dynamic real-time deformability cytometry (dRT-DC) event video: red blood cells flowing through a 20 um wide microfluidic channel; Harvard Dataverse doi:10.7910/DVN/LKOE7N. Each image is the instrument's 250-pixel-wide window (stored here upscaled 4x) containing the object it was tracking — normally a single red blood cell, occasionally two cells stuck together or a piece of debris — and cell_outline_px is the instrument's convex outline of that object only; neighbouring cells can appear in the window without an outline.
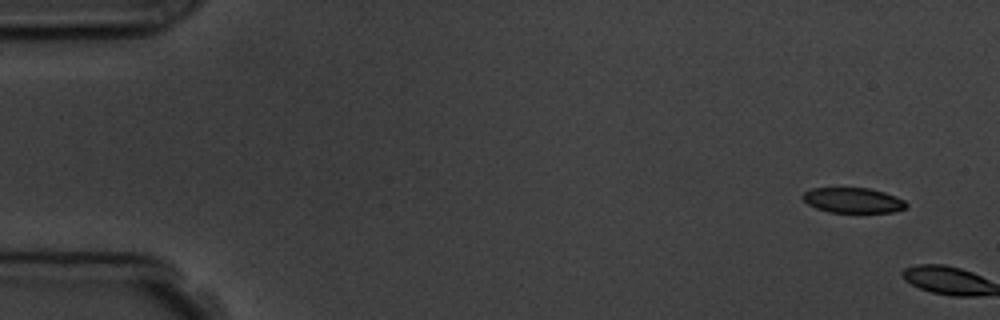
{"species": "common noctule bat (a hibernating species)", "species_latin": "Nyctalus noctula", "temperature_condition": "room temperature", "stored_images_in_passage": 2, "camera_frame_rate_fps": 3000, "um_per_image_px": 0.085, "animal": {"sex": "male", "body_mass_g": 19.5, "forearm_length_mm": 54.6}, "frame": {"image": 1, "passage_image": 1, "time_ms": 0.0, "image_size_px": [1000, 320], "cell_outline_px": [[908, 204], [904, 208], [892, 212], [828, 212], [816, 208], [808, 204], [800, 196], [804, 192], [812, 188], [868, 188], [884, 192], [896, 196], [904, 200]], "centroid_in_image_um": [72.48, 17.02], "position_along_channel_um": 12.5, "area_um2": 15.14}}